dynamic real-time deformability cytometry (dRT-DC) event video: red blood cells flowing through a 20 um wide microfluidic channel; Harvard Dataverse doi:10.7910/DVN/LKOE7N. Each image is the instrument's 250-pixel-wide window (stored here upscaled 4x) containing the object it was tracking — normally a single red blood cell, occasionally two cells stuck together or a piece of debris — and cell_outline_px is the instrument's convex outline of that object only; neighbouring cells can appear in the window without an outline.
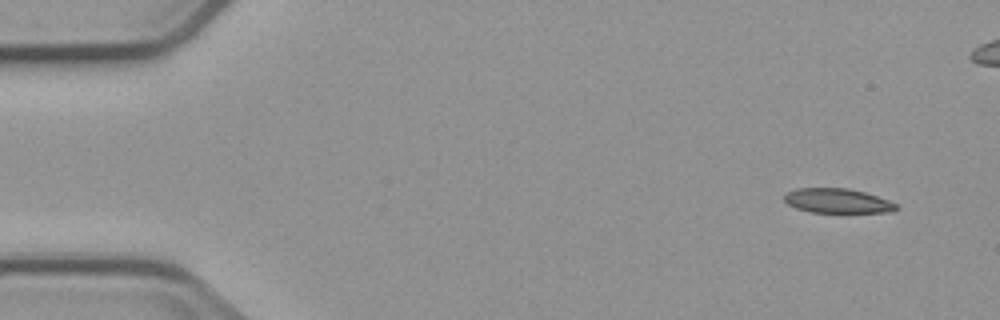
{"species": "common noctule bat (a hibernating species)", "species_latin": "Nyctalus noctula", "temperature_condition": "cold", "stored_images_in_passage": 5, "camera_frame_rate_fps": 3000, "um_per_image_px": 0.085, "animal": {"sex": "male", "body_mass_g": 23.1, "forearm_length_mm": 52.7}, "frame": {"image": 1, "passage_image": 5, "time_ms": 4.667, "image_size_px": [1000, 320], "cell_outline_px": [[900, 208], [892, 212], [812, 212], [796, 208], [788, 204], [784, 200], [784, 196], [788, 192], [796, 188], [848, 188], [864, 192], [888, 200], [896, 204]], "centroid_in_image_um": [71.19, 17.07], "position_along_channel_um": 13.8, "area_um2": 15.9}}